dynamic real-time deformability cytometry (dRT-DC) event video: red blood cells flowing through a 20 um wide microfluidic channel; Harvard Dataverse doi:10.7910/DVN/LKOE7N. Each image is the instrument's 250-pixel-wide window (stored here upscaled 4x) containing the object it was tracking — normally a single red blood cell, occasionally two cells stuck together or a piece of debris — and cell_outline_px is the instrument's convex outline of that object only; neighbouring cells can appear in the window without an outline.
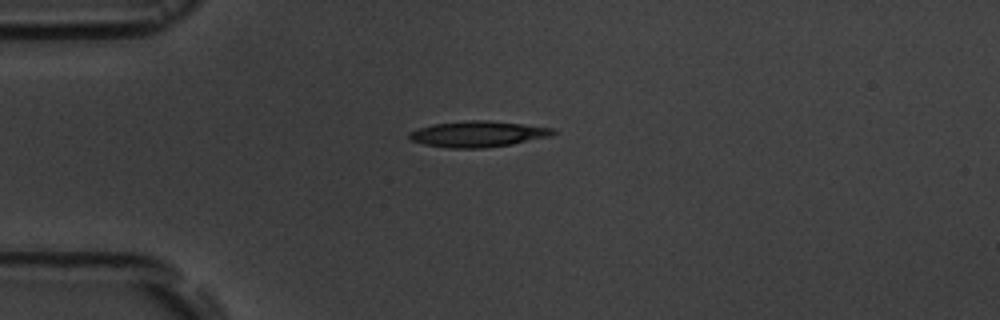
{"species": "common noctule bat (a hibernating species)", "species_latin": "Nyctalus noctula", "temperature_condition": "room temperature", "stored_images_in_passage": 4, "camera_frame_rate_fps": 3000, "um_per_image_px": 0.085, "animal": {"sex": "male", "body_mass_g": 19.5, "forearm_length_mm": 54.6}, "frame": {"image": 1, "passage_image": 1, "time_ms": 0.0, "image_size_px": [1000, 320], "cell_outline_px": [[560, 132], [552, 136], [512, 144], [488, 148], [448, 148], [424, 144], [408, 140], [408, 132], [432, 124], [468, 120], [488, 120], [556, 128]], "centroid_in_image_um": [40.66, 11.39], "position_along_channel_um": 44.3, "area_um2": 22.08}}
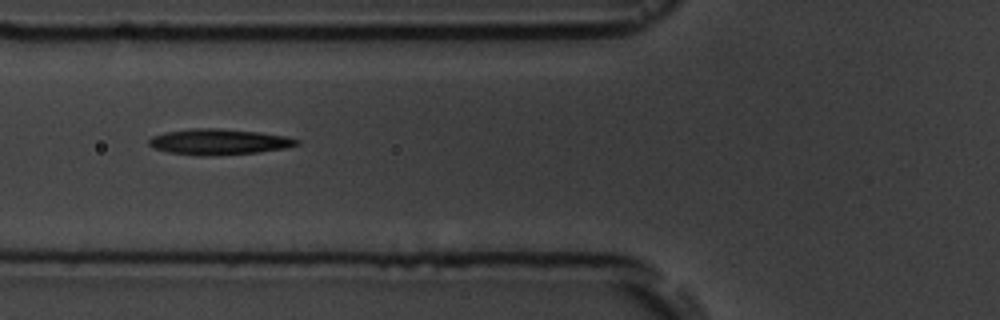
{"frame": {"image": 2, "passage_image": 3, "time_ms": 2.333, "image_size_px": [1000, 320], "cell_outline_px": [[300, 144], [284, 148], [260, 152], [208, 156], [196, 156], [168, 152], [152, 148], [148, 144], [148, 140], [152, 136], [164, 132], [192, 128], [220, 128], [260, 132], [288, 136], [300, 140]], "centroid_in_image_um": [18.59, 12.05], "position_along_channel_um": 107.2, "area_um2": 22.54}}
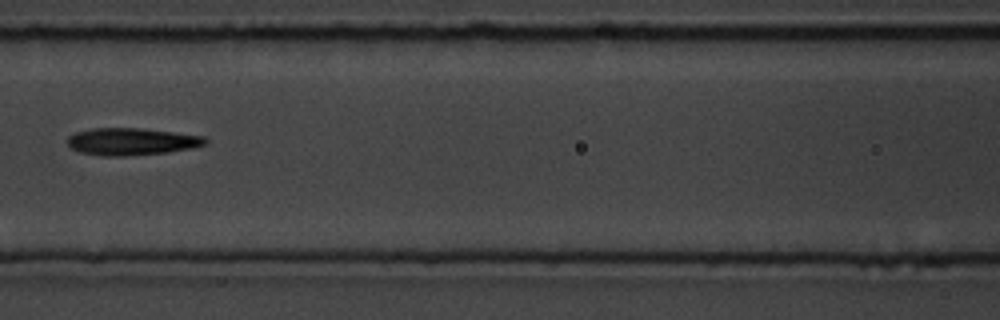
{"frame": {"image": 3, "passage_image": 4, "time_ms": 3.667, "image_size_px": [1000, 320], "cell_outline_px": [[208, 144], [192, 148], [168, 152], [124, 156], [104, 156], [80, 152], [72, 148], [64, 140], [68, 136], [76, 132], [92, 128], [140, 128], [204, 136], [208, 140]], "centroid_in_image_um": [11.18, 12.03], "position_along_channel_um": 155.4, "area_um2": 21.91}}